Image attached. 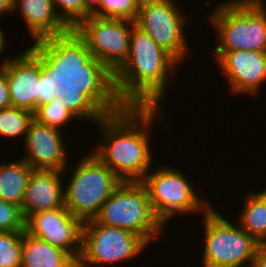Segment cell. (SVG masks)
I'll return each instance as SVG.
<instances>
[{
  "mask_svg": "<svg viewBox=\"0 0 266 267\" xmlns=\"http://www.w3.org/2000/svg\"><path fill=\"white\" fill-rule=\"evenodd\" d=\"M25 231L21 207L0 199V232Z\"/></svg>",
  "mask_w": 266,
  "mask_h": 267,
  "instance_id": "obj_26",
  "label": "cell"
},
{
  "mask_svg": "<svg viewBox=\"0 0 266 267\" xmlns=\"http://www.w3.org/2000/svg\"><path fill=\"white\" fill-rule=\"evenodd\" d=\"M251 267H266V243H260Z\"/></svg>",
  "mask_w": 266,
  "mask_h": 267,
  "instance_id": "obj_29",
  "label": "cell"
},
{
  "mask_svg": "<svg viewBox=\"0 0 266 267\" xmlns=\"http://www.w3.org/2000/svg\"><path fill=\"white\" fill-rule=\"evenodd\" d=\"M141 0H101L92 16L135 22Z\"/></svg>",
  "mask_w": 266,
  "mask_h": 267,
  "instance_id": "obj_23",
  "label": "cell"
},
{
  "mask_svg": "<svg viewBox=\"0 0 266 267\" xmlns=\"http://www.w3.org/2000/svg\"><path fill=\"white\" fill-rule=\"evenodd\" d=\"M21 267H77V263L65 251L24 231Z\"/></svg>",
  "mask_w": 266,
  "mask_h": 267,
  "instance_id": "obj_18",
  "label": "cell"
},
{
  "mask_svg": "<svg viewBox=\"0 0 266 267\" xmlns=\"http://www.w3.org/2000/svg\"><path fill=\"white\" fill-rule=\"evenodd\" d=\"M11 106L5 66L0 65V109Z\"/></svg>",
  "mask_w": 266,
  "mask_h": 267,
  "instance_id": "obj_28",
  "label": "cell"
},
{
  "mask_svg": "<svg viewBox=\"0 0 266 267\" xmlns=\"http://www.w3.org/2000/svg\"><path fill=\"white\" fill-rule=\"evenodd\" d=\"M53 3L57 16L69 29H75L91 16L85 9L83 0H53Z\"/></svg>",
  "mask_w": 266,
  "mask_h": 267,
  "instance_id": "obj_25",
  "label": "cell"
},
{
  "mask_svg": "<svg viewBox=\"0 0 266 267\" xmlns=\"http://www.w3.org/2000/svg\"><path fill=\"white\" fill-rule=\"evenodd\" d=\"M85 9L92 15L100 6L101 0H83Z\"/></svg>",
  "mask_w": 266,
  "mask_h": 267,
  "instance_id": "obj_31",
  "label": "cell"
},
{
  "mask_svg": "<svg viewBox=\"0 0 266 267\" xmlns=\"http://www.w3.org/2000/svg\"><path fill=\"white\" fill-rule=\"evenodd\" d=\"M15 10L20 11L35 41L60 35L69 30L57 16L53 0H14Z\"/></svg>",
  "mask_w": 266,
  "mask_h": 267,
  "instance_id": "obj_17",
  "label": "cell"
},
{
  "mask_svg": "<svg viewBox=\"0 0 266 267\" xmlns=\"http://www.w3.org/2000/svg\"><path fill=\"white\" fill-rule=\"evenodd\" d=\"M4 38H5L4 32L0 28V53H2V51H4V49L6 48L5 46L7 45L6 44L7 40H5Z\"/></svg>",
  "mask_w": 266,
  "mask_h": 267,
  "instance_id": "obj_32",
  "label": "cell"
},
{
  "mask_svg": "<svg viewBox=\"0 0 266 267\" xmlns=\"http://www.w3.org/2000/svg\"><path fill=\"white\" fill-rule=\"evenodd\" d=\"M62 171L33 169L21 210L25 220L32 214L64 206Z\"/></svg>",
  "mask_w": 266,
  "mask_h": 267,
  "instance_id": "obj_16",
  "label": "cell"
},
{
  "mask_svg": "<svg viewBox=\"0 0 266 267\" xmlns=\"http://www.w3.org/2000/svg\"><path fill=\"white\" fill-rule=\"evenodd\" d=\"M179 9L174 0H141L135 25L180 64L189 47L183 33L186 17Z\"/></svg>",
  "mask_w": 266,
  "mask_h": 267,
  "instance_id": "obj_10",
  "label": "cell"
},
{
  "mask_svg": "<svg viewBox=\"0 0 266 267\" xmlns=\"http://www.w3.org/2000/svg\"><path fill=\"white\" fill-rule=\"evenodd\" d=\"M82 229L83 222L65 205L34 213L25 220V231L29 235L65 251L76 263L82 249Z\"/></svg>",
  "mask_w": 266,
  "mask_h": 267,
  "instance_id": "obj_12",
  "label": "cell"
},
{
  "mask_svg": "<svg viewBox=\"0 0 266 267\" xmlns=\"http://www.w3.org/2000/svg\"><path fill=\"white\" fill-rule=\"evenodd\" d=\"M34 114L14 106L0 109V135L6 137H26ZM25 135V136H24Z\"/></svg>",
  "mask_w": 266,
  "mask_h": 267,
  "instance_id": "obj_21",
  "label": "cell"
},
{
  "mask_svg": "<svg viewBox=\"0 0 266 267\" xmlns=\"http://www.w3.org/2000/svg\"><path fill=\"white\" fill-rule=\"evenodd\" d=\"M76 116L68 110L64 103L58 98H52L48 103L39 105L34 113V119L41 124L62 130L68 121Z\"/></svg>",
  "mask_w": 266,
  "mask_h": 267,
  "instance_id": "obj_22",
  "label": "cell"
},
{
  "mask_svg": "<svg viewBox=\"0 0 266 267\" xmlns=\"http://www.w3.org/2000/svg\"><path fill=\"white\" fill-rule=\"evenodd\" d=\"M179 63L142 29L134 25L129 53L113 73L118 99L124 106L160 107L168 72Z\"/></svg>",
  "mask_w": 266,
  "mask_h": 267,
  "instance_id": "obj_3",
  "label": "cell"
},
{
  "mask_svg": "<svg viewBox=\"0 0 266 267\" xmlns=\"http://www.w3.org/2000/svg\"><path fill=\"white\" fill-rule=\"evenodd\" d=\"M64 188V204L82 222L94 219L103 203L123 182L93 152L82 157Z\"/></svg>",
  "mask_w": 266,
  "mask_h": 267,
  "instance_id": "obj_6",
  "label": "cell"
},
{
  "mask_svg": "<svg viewBox=\"0 0 266 267\" xmlns=\"http://www.w3.org/2000/svg\"><path fill=\"white\" fill-rule=\"evenodd\" d=\"M215 55L232 94H258L266 81V52L235 50Z\"/></svg>",
  "mask_w": 266,
  "mask_h": 267,
  "instance_id": "obj_14",
  "label": "cell"
},
{
  "mask_svg": "<svg viewBox=\"0 0 266 267\" xmlns=\"http://www.w3.org/2000/svg\"><path fill=\"white\" fill-rule=\"evenodd\" d=\"M61 135V130L33 119L24 138L27 152L22 159L33 169L58 170L64 174L69 158Z\"/></svg>",
  "mask_w": 266,
  "mask_h": 267,
  "instance_id": "obj_15",
  "label": "cell"
},
{
  "mask_svg": "<svg viewBox=\"0 0 266 267\" xmlns=\"http://www.w3.org/2000/svg\"><path fill=\"white\" fill-rule=\"evenodd\" d=\"M11 106L35 113L38 107L41 56L32 48L3 59Z\"/></svg>",
  "mask_w": 266,
  "mask_h": 267,
  "instance_id": "obj_13",
  "label": "cell"
},
{
  "mask_svg": "<svg viewBox=\"0 0 266 267\" xmlns=\"http://www.w3.org/2000/svg\"><path fill=\"white\" fill-rule=\"evenodd\" d=\"M24 231L0 232V267H21Z\"/></svg>",
  "mask_w": 266,
  "mask_h": 267,
  "instance_id": "obj_24",
  "label": "cell"
},
{
  "mask_svg": "<svg viewBox=\"0 0 266 267\" xmlns=\"http://www.w3.org/2000/svg\"><path fill=\"white\" fill-rule=\"evenodd\" d=\"M94 219L106 226L131 231L148 244L164 228L152 211L147 188L141 181H123Z\"/></svg>",
  "mask_w": 266,
  "mask_h": 267,
  "instance_id": "obj_5",
  "label": "cell"
},
{
  "mask_svg": "<svg viewBox=\"0 0 266 267\" xmlns=\"http://www.w3.org/2000/svg\"><path fill=\"white\" fill-rule=\"evenodd\" d=\"M14 12V0H0V14Z\"/></svg>",
  "mask_w": 266,
  "mask_h": 267,
  "instance_id": "obj_30",
  "label": "cell"
},
{
  "mask_svg": "<svg viewBox=\"0 0 266 267\" xmlns=\"http://www.w3.org/2000/svg\"><path fill=\"white\" fill-rule=\"evenodd\" d=\"M161 108L125 106L97 123L104 138L93 153L122 181H142L151 170L147 130L156 119H163Z\"/></svg>",
  "mask_w": 266,
  "mask_h": 267,
  "instance_id": "obj_2",
  "label": "cell"
},
{
  "mask_svg": "<svg viewBox=\"0 0 266 267\" xmlns=\"http://www.w3.org/2000/svg\"><path fill=\"white\" fill-rule=\"evenodd\" d=\"M251 193L245 197L239 226L259 243H266V190Z\"/></svg>",
  "mask_w": 266,
  "mask_h": 267,
  "instance_id": "obj_20",
  "label": "cell"
},
{
  "mask_svg": "<svg viewBox=\"0 0 266 267\" xmlns=\"http://www.w3.org/2000/svg\"><path fill=\"white\" fill-rule=\"evenodd\" d=\"M38 106L48 103L52 98L60 99L62 93L53 80V68L41 57Z\"/></svg>",
  "mask_w": 266,
  "mask_h": 267,
  "instance_id": "obj_27",
  "label": "cell"
},
{
  "mask_svg": "<svg viewBox=\"0 0 266 267\" xmlns=\"http://www.w3.org/2000/svg\"><path fill=\"white\" fill-rule=\"evenodd\" d=\"M31 47L53 68L60 101L77 119L96 124L125 107L116 95L113 73L92 57L75 29L35 41Z\"/></svg>",
  "mask_w": 266,
  "mask_h": 267,
  "instance_id": "obj_1",
  "label": "cell"
},
{
  "mask_svg": "<svg viewBox=\"0 0 266 267\" xmlns=\"http://www.w3.org/2000/svg\"><path fill=\"white\" fill-rule=\"evenodd\" d=\"M135 22L90 16L76 32L84 39L92 57L114 73L127 59L130 35Z\"/></svg>",
  "mask_w": 266,
  "mask_h": 267,
  "instance_id": "obj_11",
  "label": "cell"
},
{
  "mask_svg": "<svg viewBox=\"0 0 266 267\" xmlns=\"http://www.w3.org/2000/svg\"><path fill=\"white\" fill-rule=\"evenodd\" d=\"M264 0H227L209 19L216 28L215 52H266V6ZM223 4V5H222Z\"/></svg>",
  "mask_w": 266,
  "mask_h": 267,
  "instance_id": "obj_4",
  "label": "cell"
},
{
  "mask_svg": "<svg viewBox=\"0 0 266 267\" xmlns=\"http://www.w3.org/2000/svg\"><path fill=\"white\" fill-rule=\"evenodd\" d=\"M149 244L123 228L106 226L95 219L83 222L82 249L77 267L116 264L138 256Z\"/></svg>",
  "mask_w": 266,
  "mask_h": 267,
  "instance_id": "obj_9",
  "label": "cell"
},
{
  "mask_svg": "<svg viewBox=\"0 0 266 267\" xmlns=\"http://www.w3.org/2000/svg\"><path fill=\"white\" fill-rule=\"evenodd\" d=\"M183 175L174 168L160 167L148 172L141 181L147 188L152 211L163 225L178 212L203 210L205 213L211 207L208 201L198 197L193 185Z\"/></svg>",
  "mask_w": 266,
  "mask_h": 267,
  "instance_id": "obj_8",
  "label": "cell"
},
{
  "mask_svg": "<svg viewBox=\"0 0 266 267\" xmlns=\"http://www.w3.org/2000/svg\"><path fill=\"white\" fill-rule=\"evenodd\" d=\"M33 168L21 159L0 164V199L21 207Z\"/></svg>",
  "mask_w": 266,
  "mask_h": 267,
  "instance_id": "obj_19",
  "label": "cell"
},
{
  "mask_svg": "<svg viewBox=\"0 0 266 267\" xmlns=\"http://www.w3.org/2000/svg\"><path fill=\"white\" fill-rule=\"evenodd\" d=\"M214 208L203 213L205 245L201 259L204 267H251L260 243Z\"/></svg>",
  "mask_w": 266,
  "mask_h": 267,
  "instance_id": "obj_7",
  "label": "cell"
}]
</instances>
